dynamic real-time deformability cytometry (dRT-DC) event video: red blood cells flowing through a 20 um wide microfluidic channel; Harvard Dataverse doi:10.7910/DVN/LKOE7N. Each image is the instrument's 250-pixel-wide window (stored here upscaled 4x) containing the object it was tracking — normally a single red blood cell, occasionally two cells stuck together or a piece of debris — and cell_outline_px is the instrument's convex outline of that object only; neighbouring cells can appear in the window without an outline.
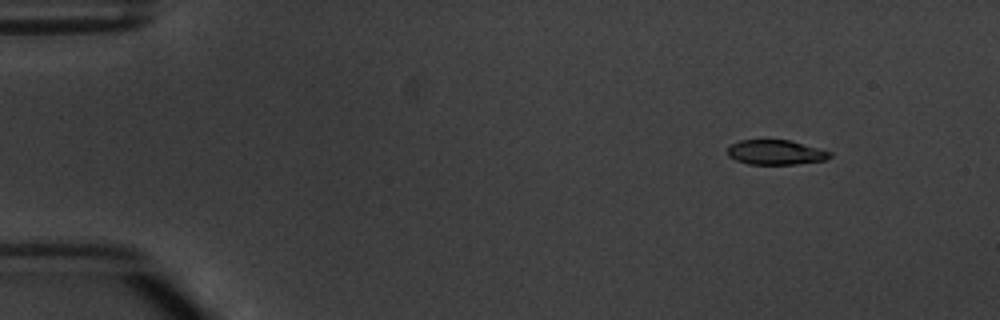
{"species": "common noctule bat (a hibernating species)", "species_latin": "Nyctalus noctula", "temperature_condition": "warm", "stored_images_in_passage": 6, "camera_frame_rate_fps": 3000, "um_per_image_px": 0.085, "animal": {"sex": "male", "body_mass_g": 20.1, "forearm_length_mm": 53.5}, "frame": {"image": 1, "passage_image": 2, "time_ms": 1.0, "image_size_px": [1000, 320], "cell_outline_px": [[832, 156], [824, 160], [796, 164], [748, 164], [736, 160], [728, 156], [728, 148], [732, 144], [740, 140], [788, 140], [832, 152]], "centroid_in_image_um": [65.92, 12.95], "position_along_channel_um": 19.1, "area_um2": 14.57}}
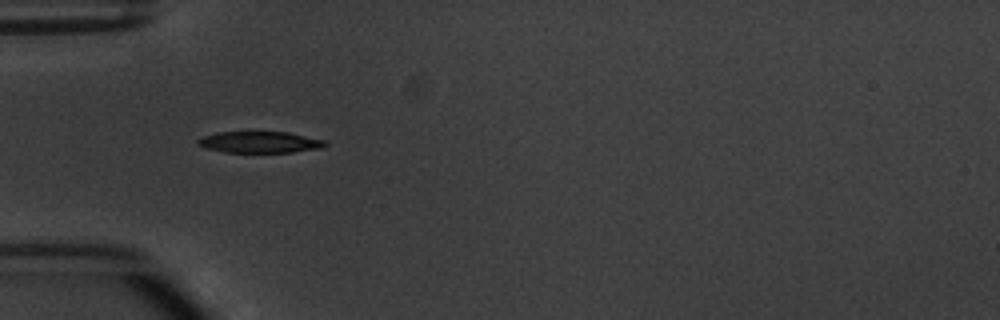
{"frame": {"image": 2, "passage_image": 5, "time_ms": 4.667, "image_size_px": [1000, 320], "cell_outline_px": [[328, 144], [324, 148], [292, 152], [224, 152], [208, 148], [196, 144], [196, 140], [204, 136], [220, 132], [288, 132], [328, 140]], "centroid_in_image_um": [22.17, 12.08], "position_along_channel_um": 62.8, "area_um2": 15.95}}